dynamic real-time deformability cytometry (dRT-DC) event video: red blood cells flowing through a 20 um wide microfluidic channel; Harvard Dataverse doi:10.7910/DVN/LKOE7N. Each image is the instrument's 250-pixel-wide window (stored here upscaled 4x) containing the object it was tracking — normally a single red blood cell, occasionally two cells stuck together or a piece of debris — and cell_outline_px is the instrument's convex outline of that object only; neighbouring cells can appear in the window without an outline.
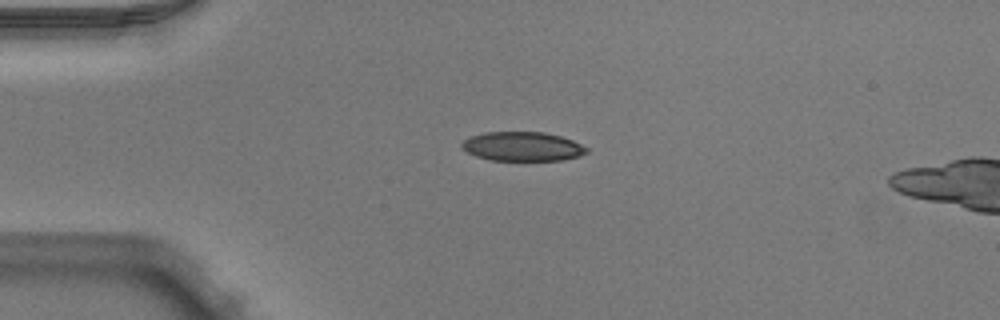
{"species": "Egyptian fruit bat (a non-hibernating species)", "species_latin": "Rousettus aegyptiacus", "temperature_condition": "warm", "stored_images_in_passage": 14, "camera_frame_rate_fps": 3000, "um_per_image_px": 0.085, "animal": {"sex": "male"}, "frame": {"image": 1, "passage_image": 10, "time_ms": 3.0, "image_size_px": [1000, 320], "cell_outline_px": [[588, 152], [580, 156], [560, 160], [488, 160], [476, 156], [460, 148], [460, 144], [464, 140], [472, 136], [484, 132], [544, 132], [560, 136], [572, 140], [588, 148]], "centroid_in_image_um": [44.39, 12.45], "position_along_channel_um": 40.6, "area_um2": 21.21}}